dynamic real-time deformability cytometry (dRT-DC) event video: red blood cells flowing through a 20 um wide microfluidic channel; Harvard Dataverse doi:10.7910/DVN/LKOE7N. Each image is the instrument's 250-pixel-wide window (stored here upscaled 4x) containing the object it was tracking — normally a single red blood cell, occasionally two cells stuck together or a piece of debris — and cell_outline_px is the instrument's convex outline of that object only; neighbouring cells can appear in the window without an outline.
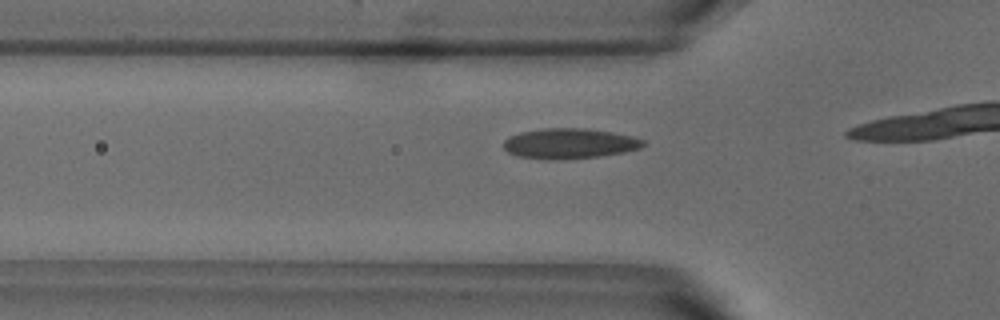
{"species": "common noctule bat (a hibernating species)", "species_latin": "Nyctalus noctula", "temperature_condition": "warm", "stored_images_in_passage": 8, "camera_frame_rate_fps": 3000, "um_per_image_px": 0.085, "animal": {"sex": "male", "body_mass_g": 18.8}, "frame": {"image": 1, "passage_image": 6, "time_ms": 1.667, "image_size_px": [1000, 320], "cell_outline_px": [[644, 144], [640, 148], [624, 152], [596, 156], [516, 156], [508, 152], [504, 148], [504, 140], [508, 136], [520, 132], [544, 128], [584, 128], [612, 132], [632, 136], [644, 140]], "centroid_in_image_um": [48.42, 12.13], "position_along_channel_um": 77.4, "area_um2": 23.35}}